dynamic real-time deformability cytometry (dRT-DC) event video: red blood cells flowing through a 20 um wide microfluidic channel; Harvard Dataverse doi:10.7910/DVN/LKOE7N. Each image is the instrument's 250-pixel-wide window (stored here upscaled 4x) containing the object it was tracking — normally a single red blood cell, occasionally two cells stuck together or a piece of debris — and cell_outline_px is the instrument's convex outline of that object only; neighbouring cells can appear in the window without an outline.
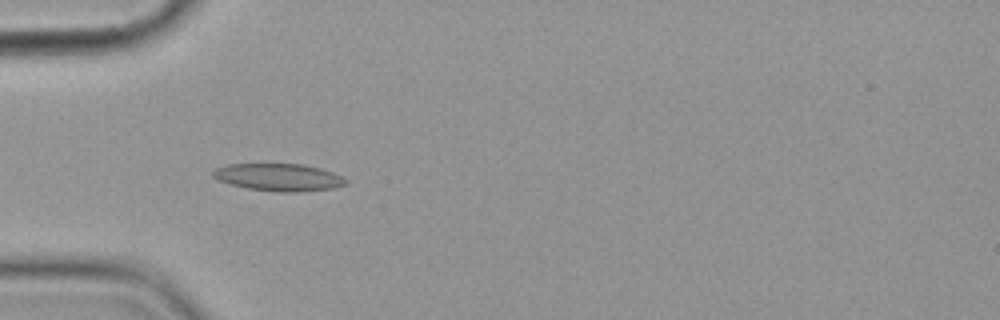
{"species": "common noctule bat (a hibernating species)", "species_latin": "Nyctalus noctula", "temperature_condition": "cold", "stored_images_in_passage": 6, "camera_frame_rate_fps": 3000, "um_per_image_px": 0.085, "animal": {"sex": "female", "body_mass_g": 19.9}, "frame": {"image": 1, "passage_image": 5, "time_ms": 5.667, "image_size_px": [1000, 320], "cell_outline_px": [[348, 184], [332, 188], [300, 192], [280, 192], [248, 188], [216, 180], [212, 176], [212, 168], [228, 164], [304, 164], [320, 168], [332, 172], [348, 180]], "centroid_in_image_um": [23.67, 15.06], "position_along_channel_um": 61.3, "area_um2": 21.27}}
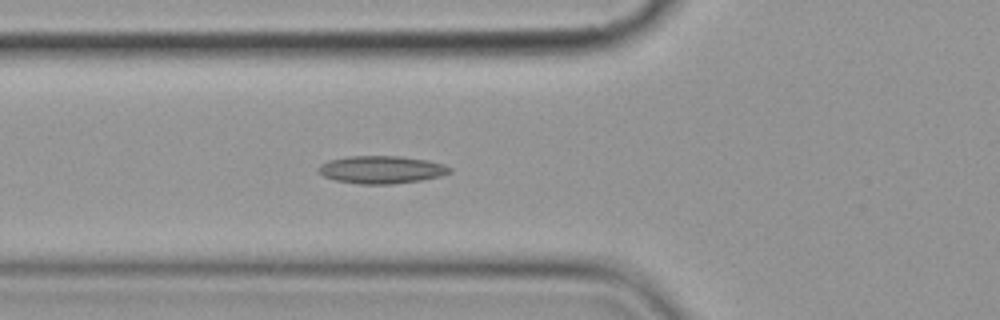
{"frame": {"image": 2, "passage_image": 6, "time_ms": 6.667, "image_size_px": [1000, 320], "cell_outline_px": [[452, 172], [440, 176], [420, 180], [392, 184], [360, 184], [336, 180], [324, 176], [316, 168], [320, 164], [328, 160], [348, 156], [400, 156], [428, 160], [444, 164], [452, 168]], "centroid_in_image_um": [32.43, 14.41], "position_along_channel_um": 93.4, "area_um2": 21.21}}